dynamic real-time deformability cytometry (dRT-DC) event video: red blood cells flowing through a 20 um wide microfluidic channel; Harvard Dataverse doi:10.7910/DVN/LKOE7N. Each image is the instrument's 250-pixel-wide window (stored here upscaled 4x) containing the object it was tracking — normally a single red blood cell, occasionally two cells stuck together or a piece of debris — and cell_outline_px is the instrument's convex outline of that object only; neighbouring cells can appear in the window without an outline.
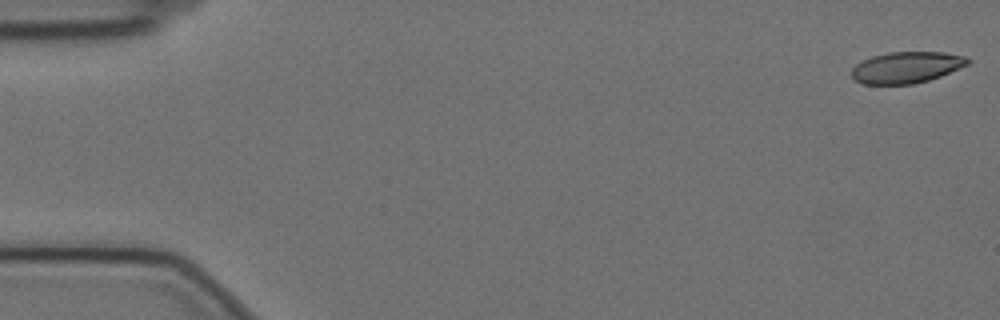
{"species": "Egyptian fruit bat (a non-hibernating species)", "species_latin": "Rousettus aegyptiacus", "temperature_condition": "cold", "stored_images_in_passage": 57, "camera_frame_rate_fps": 3000, "um_per_image_px": 0.085, "animal": {"sex": "female"}, "frame": {"image": 1, "passage_image": 1, "time_ms": 0.0, "image_size_px": [1000, 320], "cell_outline_px": [[972, 60], [968, 64], [940, 76], [928, 80], [912, 84], [864, 84], [856, 80], [852, 76], [852, 68], [856, 64], [872, 56], [888, 52], [944, 52], [964, 56]], "centroid_in_image_um": [77.06, 5.72], "position_along_channel_um": 7.9, "area_um2": 21.04}}
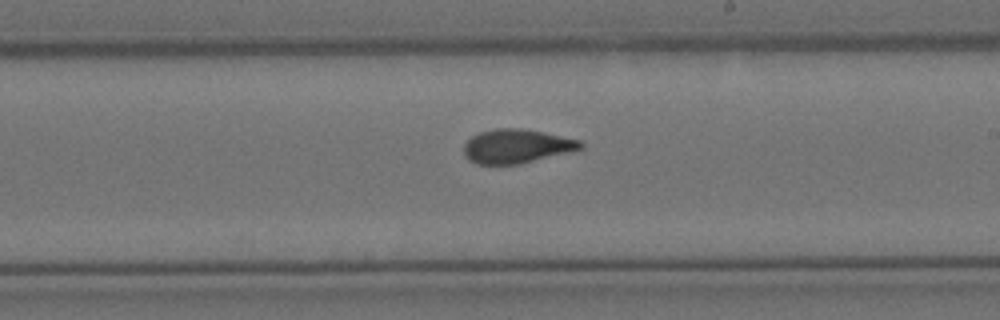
{"frame": {"image": 2, "passage_image": 33, "time_ms": 10.667, "image_size_px": [1000, 320], "cell_outline_px": [[584, 148], [572, 152], [520, 164], [476, 164], [468, 160], [464, 156], [464, 144], [472, 136], [480, 132], [496, 128], [520, 128], [544, 132], [580, 140], [584, 144]], "centroid_in_image_um": [43.93, 12.43], "position_along_channel_um": 245.1, "area_um2": 23.35}}
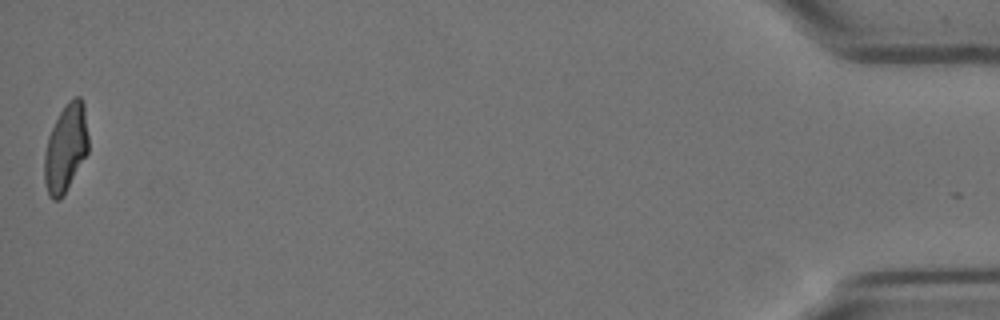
{"frame": {"image": 3, "passage_image": 57, "time_ms": 18.667, "image_size_px": [1000, 320], "cell_outline_px": [[88, 152], [64, 196], [60, 200], [52, 200], [48, 196], [44, 180], [44, 156], [48, 136], [64, 104], [72, 96], [80, 96], [84, 104], [88, 136]], "centroid_in_image_um": [5.59, 12.6], "position_along_channel_um": 429.6, "area_um2": 22.83}, "authors_computed_cell_mechanics": {"area_um2": 23.12, "velocity_mm_per_s": 3.5069, "shape_relaxation_time_tau1_ms": 7.0081, "shape_relaxation_time_tau2_ms": 1.3642, "deformation_change_tau1": 0.1774, "deformation_change_tau2": 0.0665}}